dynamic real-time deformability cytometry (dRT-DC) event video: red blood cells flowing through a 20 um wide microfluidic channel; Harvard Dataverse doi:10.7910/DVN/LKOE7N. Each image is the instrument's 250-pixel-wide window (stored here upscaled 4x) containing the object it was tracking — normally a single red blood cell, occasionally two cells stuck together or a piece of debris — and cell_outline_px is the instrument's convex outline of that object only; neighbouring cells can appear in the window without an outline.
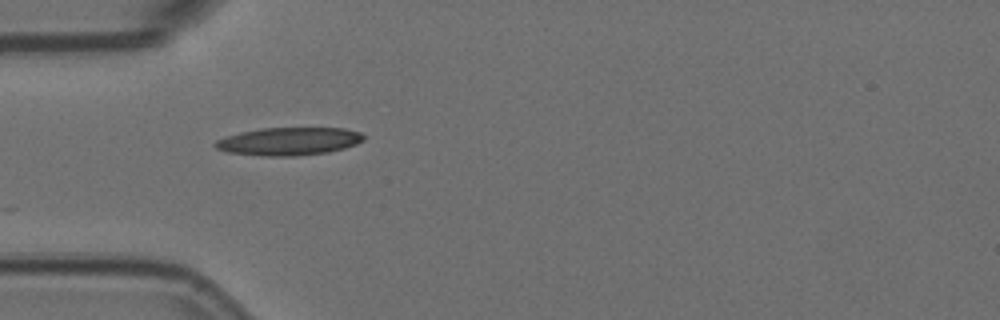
{"species": "Egyptian fruit bat (a non-hibernating species)", "species_latin": "Rousettus aegyptiacus", "temperature_condition": "room temperature", "stored_images_in_passage": 20, "camera_frame_rate_fps": 3000, "um_per_image_px": 0.085, "animal": {"sex": "female"}, "frame": {"image": 1, "passage_image": 1, "time_ms": 0.0, "image_size_px": [1000, 320], "cell_outline_px": [[364, 140], [356, 144], [344, 148], [328, 152], [296, 156], [268, 156], [228, 152], [216, 148], [212, 144], [216, 140], [224, 136], [240, 132], [264, 128], [344, 128], [360, 132], [364, 136]], "centroid_in_image_um": [24.54, 12.01], "position_along_channel_um": 60.5, "area_um2": 24.1}}
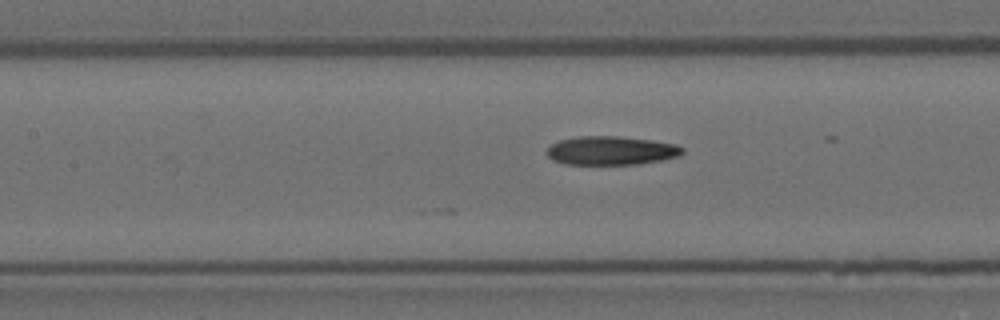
{"frame": {"image": 2, "passage_image": 9, "time_ms": 2.667, "image_size_px": [1000, 320], "cell_outline_px": [[684, 152], [680, 156], [640, 164], [564, 164], [552, 160], [544, 152], [552, 144], [560, 140], [580, 136], [616, 136], [652, 140], [676, 144], [684, 148]], "centroid_in_image_um": [51.95, 12.8], "position_along_channel_um": 155.5, "area_um2": 22.77}}
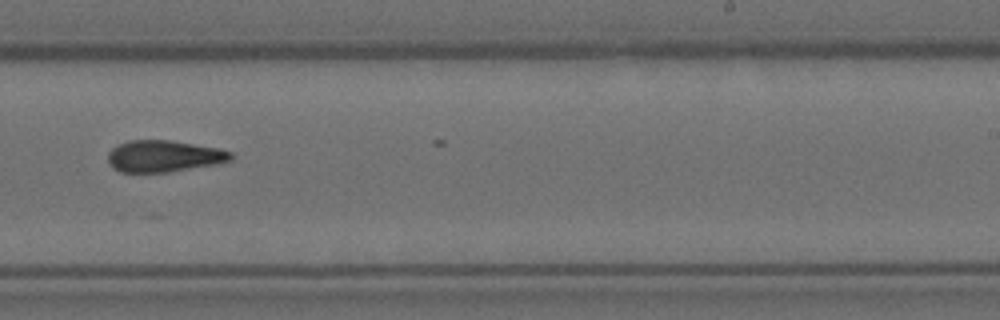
{"frame": {"image": 3, "passage_image": 19, "time_ms": 6.0, "image_size_px": [1000, 320], "cell_outline_px": [[232, 160], [220, 164], [168, 172], [120, 172], [112, 168], [108, 164], [108, 152], [112, 148], [128, 140], [168, 140], [220, 148], [232, 152]], "centroid_in_image_um": [13.94, 13.28], "position_along_channel_um": 275.1, "area_um2": 22.89}}